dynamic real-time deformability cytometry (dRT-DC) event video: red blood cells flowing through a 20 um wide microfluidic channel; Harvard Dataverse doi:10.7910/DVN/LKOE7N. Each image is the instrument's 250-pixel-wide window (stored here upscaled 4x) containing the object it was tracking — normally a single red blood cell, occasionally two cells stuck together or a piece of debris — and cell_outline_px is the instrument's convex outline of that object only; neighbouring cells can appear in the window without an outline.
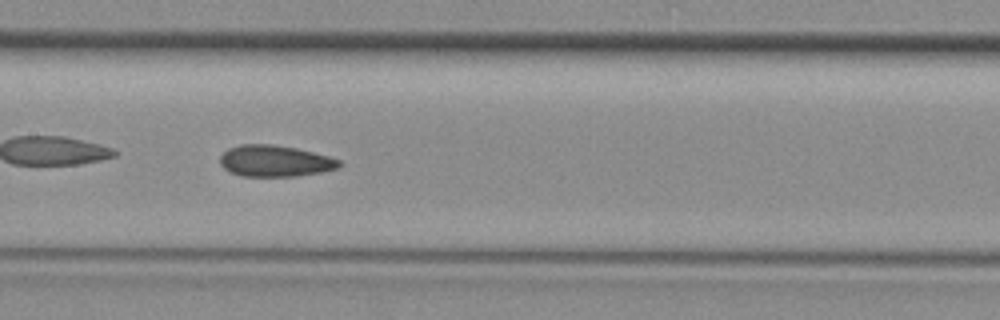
{"species": "common noctule bat (a hibernating species)", "species_latin": "Nyctalus noctula", "temperature_condition": "room temperature", "stored_images_in_passage": 30, "camera_frame_rate_fps": 3000, "um_per_image_px": 0.085, "animal": {"sex": "female", "body_mass_g": 29.2, "forearm_length_mm": 56.3}, "frame": {"image": 1, "passage_image": 9, "time_ms": 2.667, "image_size_px": [1000, 320], "cell_outline_px": [[344, 164], [340, 168], [320, 172], [296, 176], [240, 176], [228, 172], [220, 164], [220, 156], [228, 148], [240, 144], [272, 144], [296, 148], [328, 156], [340, 160]], "centroid_in_image_um": [23.37, 13.68], "position_along_channel_um": 184.0, "area_um2": 21.96}}